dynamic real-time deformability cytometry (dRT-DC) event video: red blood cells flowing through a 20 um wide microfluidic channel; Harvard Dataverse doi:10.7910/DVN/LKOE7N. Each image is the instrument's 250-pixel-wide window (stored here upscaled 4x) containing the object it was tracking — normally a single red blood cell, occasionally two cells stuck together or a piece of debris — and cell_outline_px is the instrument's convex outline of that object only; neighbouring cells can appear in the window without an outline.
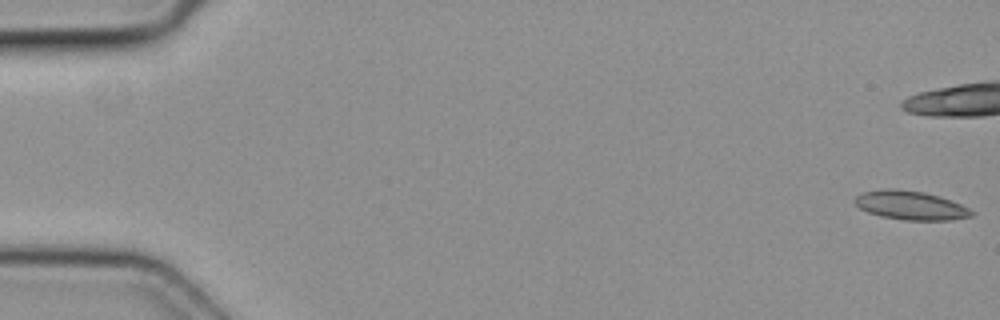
{"species": "common noctule bat (a hibernating species)", "species_latin": "Nyctalus noctula", "temperature_condition": "cold", "stored_images_in_passage": 5, "camera_frame_rate_fps": 3000, "um_per_image_px": 0.085, "animal": {"sex": "female", "body_mass_g": 19.3, "forearm_length_mm": 54.1}, "frame": {"image": 1, "passage_image": 1, "time_ms": 0.0, "image_size_px": [1000, 320], "cell_outline_px": [[976, 212], [972, 216], [952, 220], [904, 220], [880, 216], [868, 212], [860, 208], [852, 200], [856, 196], [864, 192], [888, 188], [896, 188], [924, 192], [940, 196], [960, 204]], "centroid_in_image_um": [77.41, 17.45], "position_along_channel_um": 7.6, "area_um2": 19.71}}